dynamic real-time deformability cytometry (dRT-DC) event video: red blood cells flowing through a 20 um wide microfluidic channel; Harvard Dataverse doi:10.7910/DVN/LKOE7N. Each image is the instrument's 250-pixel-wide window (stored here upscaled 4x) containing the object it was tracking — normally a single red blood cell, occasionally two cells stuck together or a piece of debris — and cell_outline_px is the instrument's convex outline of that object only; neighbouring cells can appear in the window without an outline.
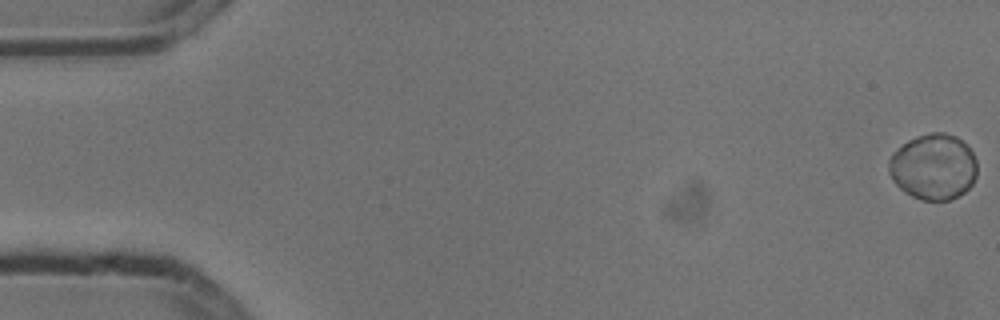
{"species": "common noctule bat (a hibernating species)", "species_latin": "Nyctalus noctula", "temperature_condition": "cold", "stored_images_in_passage": 8, "camera_frame_rate_fps": 3000, "um_per_image_px": 0.085, "animal": {"sex": "male", "body_mass_g": 13.3}, "frame": {"image": 1, "passage_image": 1, "time_ms": 0.0, "image_size_px": [1000, 320], "cell_outline_px": [[976, 176], [972, 184], [964, 192], [948, 200], [920, 200], [912, 196], [900, 188], [892, 180], [888, 172], [888, 160], [908, 140], [916, 136], [932, 132], [944, 132], [956, 136], [972, 152], [976, 160]], "centroid_in_image_um": [79.33, 14.18], "position_along_channel_um": 5.7, "area_um2": 33.64}}
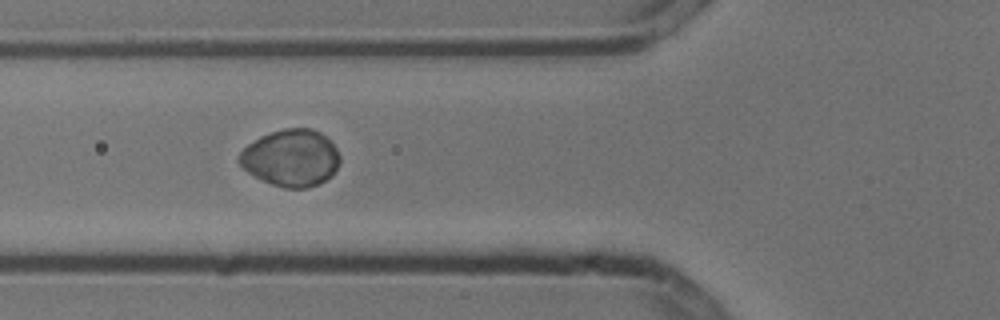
{"frame": {"image": 2, "passage_image": 7, "time_ms": 2.0, "image_size_px": [1000, 320], "cell_outline_px": [[340, 164], [332, 176], [320, 184], [304, 188], [284, 188], [272, 184], [248, 172], [236, 160], [240, 152], [248, 144], [260, 136], [284, 128], [312, 128], [320, 132], [336, 148], [340, 156]], "centroid_in_image_um": [24.75, 13.43], "position_along_channel_um": 101.1, "area_um2": 33.41}}
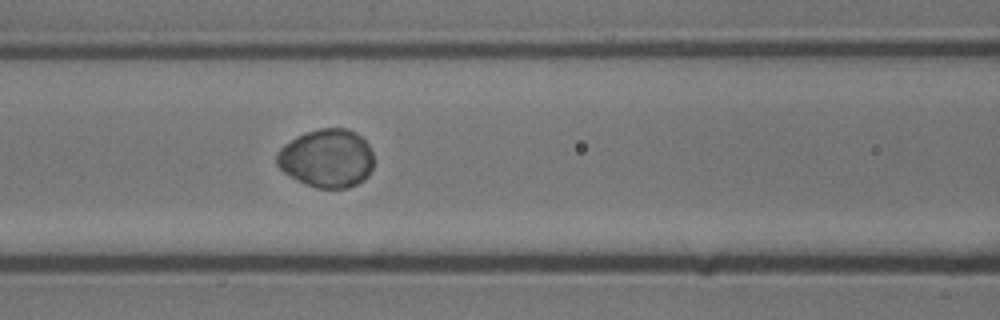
{"frame": {"image": 3, "passage_image": 8, "time_ms": 2.333, "image_size_px": [1000, 320], "cell_outline_px": [[372, 168], [368, 176], [364, 180], [348, 188], [316, 188], [296, 180], [284, 172], [276, 164], [276, 152], [284, 144], [296, 136], [320, 128], [344, 128], [356, 132], [368, 144], [372, 152]], "centroid_in_image_um": [27.76, 13.46], "position_along_channel_um": 138.8, "area_um2": 33.12}}